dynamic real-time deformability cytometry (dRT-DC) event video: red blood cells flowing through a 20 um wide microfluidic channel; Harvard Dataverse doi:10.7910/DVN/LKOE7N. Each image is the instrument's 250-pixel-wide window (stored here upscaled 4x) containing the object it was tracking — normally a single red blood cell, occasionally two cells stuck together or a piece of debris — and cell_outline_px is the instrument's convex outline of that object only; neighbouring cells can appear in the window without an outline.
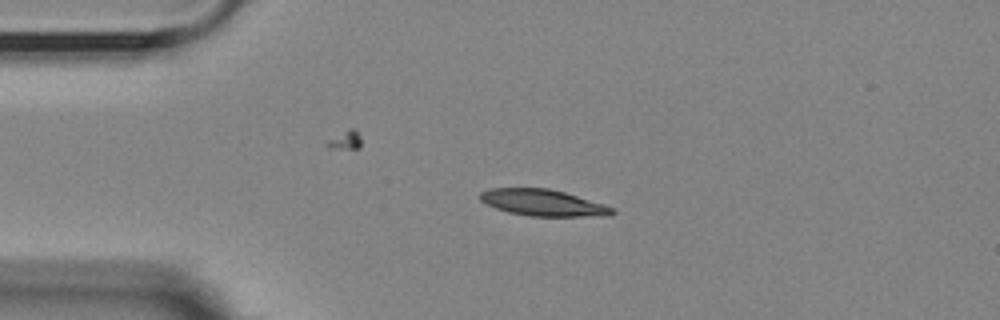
{"species": "Egyptian fruit bat (a non-hibernating species)", "species_latin": "Rousettus aegyptiacus", "temperature_condition": "room temperature", "stored_images_in_passage": 31, "camera_frame_rate_fps": 3000, "um_per_image_px": 0.085, "animal": {"sex": "female"}, "frame": {"image": 1, "passage_image": 1, "time_ms": 0.0, "image_size_px": [1000, 320], "cell_outline_px": [[616, 212], [608, 216], [528, 216], [508, 212], [496, 208], [480, 200], [480, 192], [488, 188], [548, 188], [564, 192], [604, 204], [616, 208]], "centroid_in_image_um": [46.18, 17.23], "position_along_channel_um": 38.8, "area_um2": 20.4}}
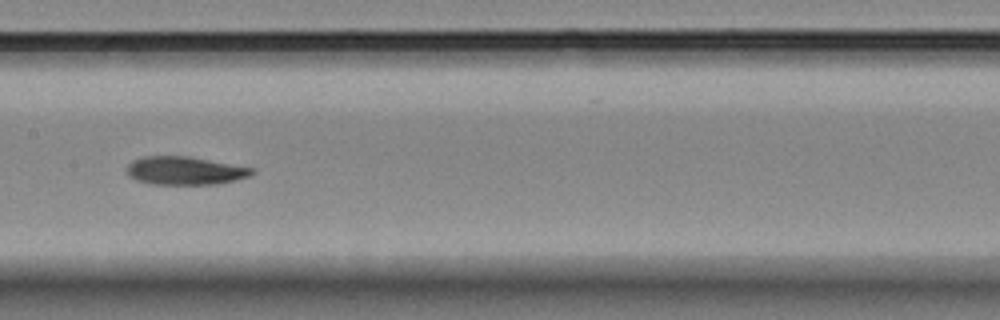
{"frame": {"image": 2, "passage_image": 16, "time_ms": 5.0, "image_size_px": [1000, 320], "cell_outline_px": [[256, 172], [248, 176], [216, 184], [152, 184], [136, 180], [128, 176], [128, 164], [132, 160], [144, 156], [188, 156], [252, 168]], "centroid_in_image_um": [15.67, 14.5], "position_along_channel_um": 191.7, "area_um2": 20.29}}
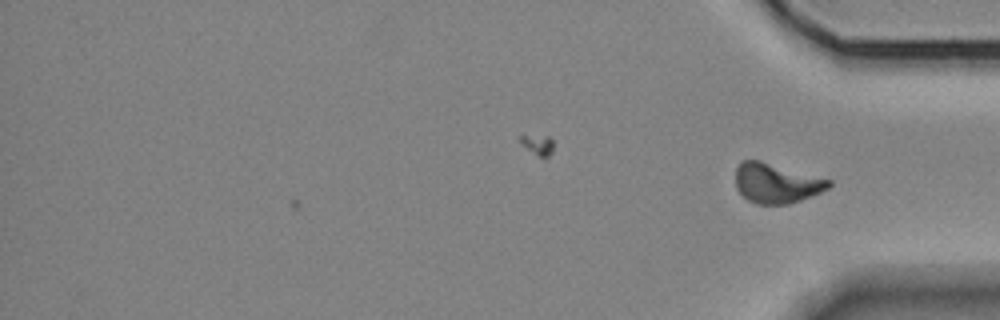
{"frame": {"image": 3, "passage_image": 31, "time_ms": 10.0, "image_size_px": [1000, 320], "cell_outline_px": [[832, 184], [828, 188], [820, 192], [800, 200], [788, 204], [756, 204], [748, 200], [736, 188], [736, 168], [744, 160], [760, 160], [832, 180]], "centroid_in_image_um": [65.99, 15.57], "position_along_channel_um": 369.2, "area_um2": 21.44}, "authors_computed_cell_mechanics": {"area_um2": 21.0392, "velocity_mm_per_s": 3.5743, "shape_relaxation_time_tau1_ms": 6.9865, "shape_relaxation_time_tau2_ms": 6.463, "deformation_change_tau1": 0.2126, "deformation_change_tau2": 0.1213}}